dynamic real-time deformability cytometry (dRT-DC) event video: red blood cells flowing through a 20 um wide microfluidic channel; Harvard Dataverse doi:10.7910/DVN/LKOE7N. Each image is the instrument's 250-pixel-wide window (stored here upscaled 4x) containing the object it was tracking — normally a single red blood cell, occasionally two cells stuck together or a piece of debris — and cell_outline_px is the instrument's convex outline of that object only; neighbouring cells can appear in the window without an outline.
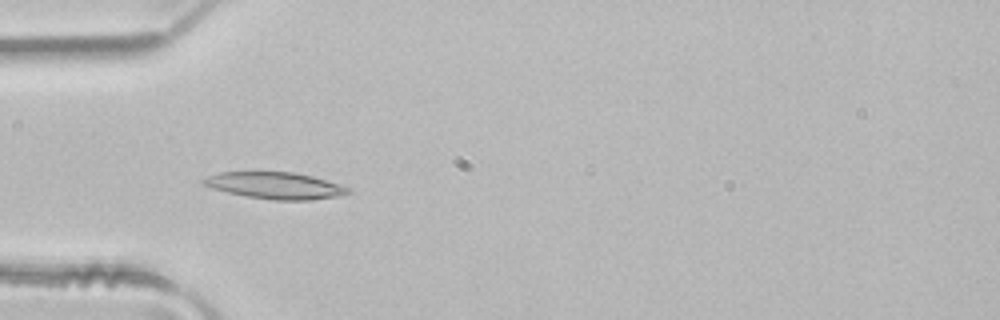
{"species": "common noctule bat (a hibernating species)", "species_latin": "Nyctalus noctula", "temperature_condition": "room temperature", "stored_images_in_passage": 35, "camera_frame_rate_fps": 3000, "um_per_image_px": 0.085, "animal": {"sex": "male", "body_mass_g": 21.5, "forearm_length_mm": 52.0}, "frame": {"image": 1, "passage_image": 1, "time_ms": 0.0, "image_size_px": [1000, 320], "cell_outline_px": [[352, 192], [336, 196], [312, 200], [276, 200], [248, 196], [228, 192], [212, 188], [204, 184], [200, 180], [208, 176], [220, 172], [292, 172], [312, 176], [340, 184], [352, 188]], "centroid_in_image_um": [23.43, 15.77], "position_along_channel_um": 61.6, "area_um2": 22.31}}
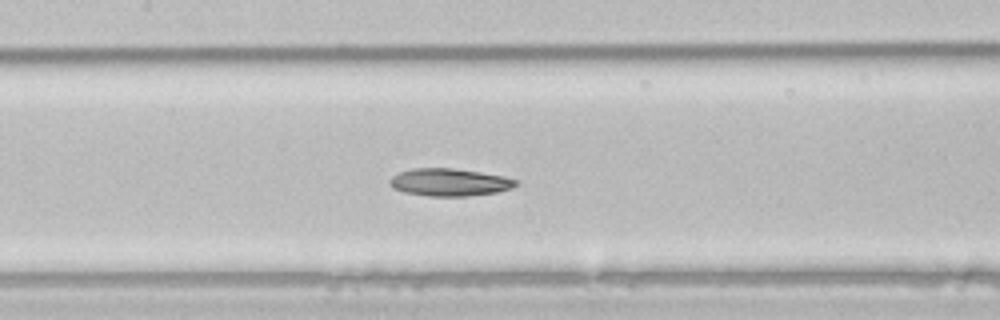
{"frame": {"image": 2, "passage_image": 9, "time_ms": 2.667, "image_size_px": [1000, 320], "cell_outline_px": [[516, 184], [512, 188], [496, 192], [468, 196], [428, 196], [404, 192], [392, 188], [388, 184], [388, 180], [392, 176], [400, 172], [412, 168], [452, 168], [480, 172], [504, 176], [516, 180]], "centroid_in_image_um": [38.15, 15.49], "position_along_channel_um": 169.2, "area_um2": 20.23}}
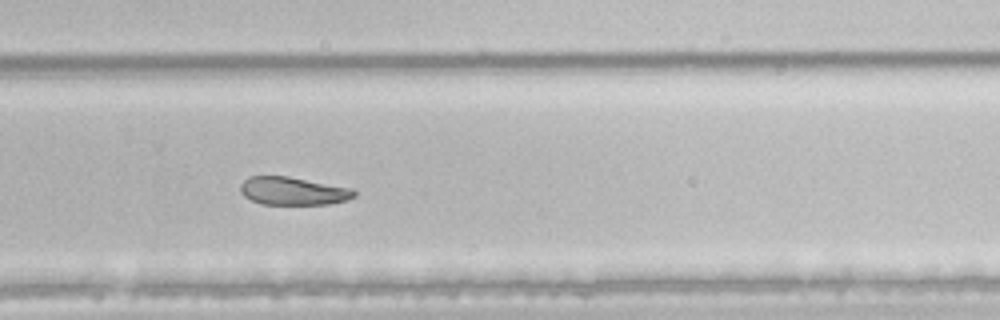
{"frame": {"image": 3, "passage_image": 19, "time_ms": 6.0, "image_size_px": [1000, 320], "cell_outline_px": [[356, 196], [348, 200], [328, 204], [260, 204], [244, 196], [240, 192], [240, 184], [248, 176], [288, 176], [352, 188], [356, 192]], "centroid_in_image_um": [24.91, 16.23], "position_along_channel_um": 304.9, "area_um2": 18.67}, "authors_computed_cell_mechanics": {"area_um2": 20.23, "velocity_mm_per_s": 4.1017, "shape_relaxation_time_tau1_ms": null, "shape_relaxation_time_tau2_ms": 3.4222, "deformation_change_tau1": null, "deformation_change_tau2": 0.1037}}